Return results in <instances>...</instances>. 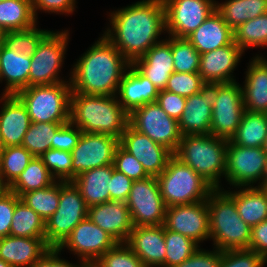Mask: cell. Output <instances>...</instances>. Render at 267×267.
<instances>
[{"label": "cell", "mask_w": 267, "mask_h": 267, "mask_svg": "<svg viewBox=\"0 0 267 267\" xmlns=\"http://www.w3.org/2000/svg\"><path fill=\"white\" fill-rule=\"evenodd\" d=\"M33 13L36 16L37 9L54 13H73L75 0H31Z\"/></svg>", "instance_id": "54"}, {"label": "cell", "mask_w": 267, "mask_h": 267, "mask_svg": "<svg viewBox=\"0 0 267 267\" xmlns=\"http://www.w3.org/2000/svg\"><path fill=\"white\" fill-rule=\"evenodd\" d=\"M156 102L173 119L179 120L186 105V97L159 90Z\"/></svg>", "instance_id": "50"}, {"label": "cell", "mask_w": 267, "mask_h": 267, "mask_svg": "<svg viewBox=\"0 0 267 267\" xmlns=\"http://www.w3.org/2000/svg\"><path fill=\"white\" fill-rule=\"evenodd\" d=\"M50 249L45 238L11 235L0 238V258L12 267H31Z\"/></svg>", "instance_id": "26"}, {"label": "cell", "mask_w": 267, "mask_h": 267, "mask_svg": "<svg viewBox=\"0 0 267 267\" xmlns=\"http://www.w3.org/2000/svg\"><path fill=\"white\" fill-rule=\"evenodd\" d=\"M131 64L159 90H164L169 76L174 72L171 38L153 45Z\"/></svg>", "instance_id": "23"}, {"label": "cell", "mask_w": 267, "mask_h": 267, "mask_svg": "<svg viewBox=\"0 0 267 267\" xmlns=\"http://www.w3.org/2000/svg\"><path fill=\"white\" fill-rule=\"evenodd\" d=\"M165 267H174L189 258L199 247L192 239L164 227Z\"/></svg>", "instance_id": "42"}, {"label": "cell", "mask_w": 267, "mask_h": 267, "mask_svg": "<svg viewBox=\"0 0 267 267\" xmlns=\"http://www.w3.org/2000/svg\"><path fill=\"white\" fill-rule=\"evenodd\" d=\"M220 190L213 189L207 199L210 238L220 251L249 249L252 227L240 217L234 199Z\"/></svg>", "instance_id": "4"}, {"label": "cell", "mask_w": 267, "mask_h": 267, "mask_svg": "<svg viewBox=\"0 0 267 267\" xmlns=\"http://www.w3.org/2000/svg\"><path fill=\"white\" fill-rule=\"evenodd\" d=\"M129 120V113L120 105L116 95L71 92L70 121L82 132L106 134L120 140Z\"/></svg>", "instance_id": "3"}, {"label": "cell", "mask_w": 267, "mask_h": 267, "mask_svg": "<svg viewBox=\"0 0 267 267\" xmlns=\"http://www.w3.org/2000/svg\"><path fill=\"white\" fill-rule=\"evenodd\" d=\"M110 21L112 28L103 35L132 63L161 42L157 39L166 30L165 5L163 0L138 1L112 12Z\"/></svg>", "instance_id": "1"}, {"label": "cell", "mask_w": 267, "mask_h": 267, "mask_svg": "<svg viewBox=\"0 0 267 267\" xmlns=\"http://www.w3.org/2000/svg\"><path fill=\"white\" fill-rule=\"evenodd\" d=\"M203 83L198 73L173 72L164 90L187 98L198 93Z\"/></svg>", "instance_id": "46"}, {"label": "cell", "mask_w": 267, "mask_h": 267, "mask_svg": "<svg viewBox=\"0 0 267 267\" xmlns=\"http://www.w3.org/2000/svg\"><path fill=\"white\" fill-rule=\"evenodd\" d=\"M243 52L233 41L229 45L201 54L198 74L202 81L210 83L234 82L231 72L235 69Z\"/></svg>", "instance_id": "21"}, {"label": "cell", "mask_w": 267, "mask_h": 267, "mask_svg": "<svg viewBox=\"0 0 267 267\" xmlns=\"http://www.w3.org/2000/svg\"><path fill=\"white\" fill-rule=\"evenodd\" d=\"M0 267H12L11 265H9L8 263H6L4 260H2L0 258Z\"/></svg>", "instance_id": "60"}, {"label": "cell", "mask_w": 267, "mask_h": 267, "mask_svg": "<svg viewBox=\"0 0 267 267\" xmlns=\"http://www.w3.org/2000/svg\"><path fill=\"white\" fill-rule=\"evenodd\" d=\"M3 31L0 29V44L3 42Z\"/></svg>", "instance_id": "61"}, {"label": "cell", "mask_w": 267, "mask_h": 267, "mask_svg": "<svg viewBox=\"0 0 267 267\" xmlns=\"http://www.w3.org/2000/svg\"><path fill=\"white\" fill-rule=\"evenodd\" d=\"M0 112V133L4 146H21L31 119L25 105L15 95L3 94Z\"/></svg>", "instance_id": "24"}, {"label": "cell", "mask_w": 267, "mask_h": 267, "mask_svg": "<svg viewBox=\"0 0 267 267\" xmlns=\"http://www.w3.org/2000/svg\"><path fill=\"white\" fill-rule=\"evenodd\" d=\"M113 166L114 169L122 172L133 181L145 179L149 176L143 169L141 163L120 144L114 153Z\"/></svg>", "instance_id": "48"}, {"label": "cell", "mask_w": 267, "mask_h": 267, "mask_svg": "<svg viewBox=\"0 0 267 267\" xmlns=\"http://www.w3.org/2000/svg\"><path fill=\"white\" fill-rule=\"evenodd\" d=\"M234 42L244 51L267 45V13L249 19L234 30Z\"/></svg>", "instance_id": "39"}, {"label": "cell", "mask_w": 267, "mask_h": 267, "mask_svg": "<svg viewBox=\"0 0 267 267\" xmlns=\"http://www.w3.org/2000/svg\"><path fill=\"white\" fill-rule=\"evenodd\" d=\"M119 139L106 134L82 132L72 154V180L82 172L113 164Z\"/></svg>", "instance_id": "16"}, {"label": "cell", "mask_w": 267, "mask_h": 267, "mask_svg": "<svg viewBox=\"0 0 267 267\" xmlns=\"http://www.w3.org/2000/svg\"><path fill=\"white\" fill-rule=\"evenodd\" d=\"M227 193L234 199L240 217L250 227L267 219V189L251 186Z\"/></svg>", "instance_id": "31"}, {"label": "cell", "mask_w": 267, "mask_h": 267, "mask_svg": "<svg viewBox=\"0 0 267 267\" xmlns=\"http://www.w3.org/2000/svg\"><path fill=\"white\" fill-rule=\"evenodd\" d=\"M217 95L218 83L204 82L198 93L186 98L185 109L178 120L182 136L209 134Z\"/></svg>", "instance_id": "18"}, {"label": "cell", "mask_w": 267, "mask_h": 267, "mask_svg": "<svg viewBox=\"0 0 267 267\" xmlns=\"http://www.w3.org/2000/svg\"><path fill=\"white\" fill-rule=\"evenodd\" d=\"M216 10L234 31L249 19L267 13V0H228L222 4L216 3Z\"/></svg>", "instance_id": "33"}, {"label": "cell", "mask_w": 267, "mask_h": 267, "mask_svg": "<svg viewBox=\"0 0 267 267\" xmlns=\"http://www.w3.org/2000/svg\"><path fill=\"white\" fill-rule=\"evenodd\" d=\"M88 218L118 243L127 241L134 225L126 202L108 201L88 208Z\"/></svg>", "instance_id": "22"}, {"label": "cell", "mask_w": 267, "mask_h": 267, "mask_svg": "<svg viewBox=\"0 0 267 267\" xmlns=\"http://www.w3.org/2000/svg\"><path fill=\"white\" fill-rule=\"evenodd\" d=\"M174 72L198 73L200 53L186 38L171 36Z\"/></svg>", "instance_id": "43"}, {"label": "cell", "mask_w": 267, "mask_h": 267, "mask_svg": "<svg viewBox=\"0 0 267 267\" xmlns=\"http://www.w3.org/2000/svg\"><path fill=\"white\" fill-rule=\"evenodd\" d=\"M91 267H145V265L124 242L110 248Z\"/></svg>", "instance_id": "44"}, {"label": "cell", "mask_w": 267, "mask_h": 267, "mask_svg": "<svg viewBox=\"0 0 267 267\" xmlns=\"http://www.w3.org/2000/svg\"><path fill=\"white\" fill-rule=\"evenodd\" d=\"M75 127V129H73ZM82 131L69 121L63 124L54 134V142H52V149L63 150L71 152L81 137Z\"/></svg>", "instance_id": "49"}, {"label": "cell", "mask_w": 267, "mask_h": 267, "mask_svg": "<svg viewBox=\"0 0 267 267\" xmlns=\"http://www.w3.org/2000/svg\"><path fill=\"white\" fill-rule=\"evenodd\" d=\"M130 62L103 36L77 61L69 79L72 92L116 95Z\"/></svg>", "instance_id": "2"}, {"label": "cell", "mask_w": 267, "mask_h": 267, "mask_svg": "<svg viewBox=\"0 0 267 267\" xmlns=\"http://www.w3.org/2000/svg\"><path fill=\"white\" fill-rule=\"evenodd\" d=\"M4 149H5V146H4L1 133H0V154L3 152Z\"/></svg>", "instance_id": "59"}, {"label": "cell", "mask_w": 267, "mask_h": 267, "mask_svg": "<svg viewBox=\"0 0 267 267\" xmlns=\"http://www.w3.org/2000/svg\"><path fill=\"white\" fill-rule=\"evenodd\" d=\"M119 144L137 159L149 176H158L174 155L165 146L151 140L130 124L122 134Z\"/></svg>", "instance_id": "19"}, {"label": "cell", "mask_w": 267, "mask_h": 267, "mask_svg": "<svg viewBox=\"0 0 267 267\" xmlns=\"http://www.w3.org/2000/svg\"><path fill=\"white\" fill-rule=\"evenodd\" d=\"M56 180L40 157H34L19 177L10 185V190L18 197L22 194L43 189Z\"/></svg>", "instance_id": "36"}, {"label": "cell", "mask_w": 267, "mask_h": 267, "mask_svg": "<svg viewBox=\"0 0 267 267\" xmlns=\"http://www.w3.org/2000/svg\"><path fill=\"white\" fill-rule=\"evenodd\" d=\"M63 124L66 123H31L21 146L34 157H40L44 152L52 149L54 134Z\"/></svg>", "instance_id": "38"}, {"label": "cell", "mask_w": 267, "mask_h": 267, "mask_svg": "<svg viewBox=\"0 0 267 267\" xmlns=\"http://www.w3.org/2000/svg\"><path fill=\"white\" fill-rule=\"evenodd\" d=\"M10 191V185L5 182L4 177L0 173V198Z\"/></svg>", "instance_id": "57"}, {"label": "cell", "mask_w": 267, "mask_h": 267, "mask_svg": "<svg viewBox=\"0 0 267 267\" xmlns=\"http://www.w3.org/2000/svg\"><path fill=\"white\" fill-rule=\"evenodd\" d=\"M88 206L72 181H60L57 210L45 221V241L58 248L73 229L88 216Z\"/></svg>", "instance_id": "8"}, {"label": "cell", "mask_w": 267, "mask_h": 267, "mask_svg": "<svg viewBox=\"0 0 267 267\" xmlns=\"http://www.w3.org/2000/svg\"><path fill=\"white\" fill-rule=\"evenodd\" d=\"M124 72L117 94L120 105L131 114L135 109L155 102L159 89L145 76H143L131 63Z\"/></svg>", "instance_id": "25"}, {"label": "cell", "mask_w": 267, "mask_h": 267, "mask_svg": "<svg viewBox=\"0 0 267 267\" xmlns=\"http://www.w3.org/2000/svg\"><path fill=\"white\" fill-rule=\"evenodd\" d=\"M267 260L250 249L221 251L218 267H263Z\"/></svg>", "instance_id": "47"}, {"label": "cell", "mask_w": 267, "mask_h": 267, "mask_svg": "<svg viewBox=\"0 0 267 267\" xmlns=\"http://www.w3.org/2000/svg\"><path fill=\"white\" fill-rule=\"evenodd\" d=\"M267 138V114L245 111L237 131L231 137L233 144L242 147H263Z\"/></svg>", "instance_id": "34"}, {"label": "cell", "mask_w": 267, "mask_h": 267, "mask_svg": "<svg viewBox=\"0 0 267 267\" xmlns=\"http://www.w3.org/2000/svg\"><path fill=\"white\" fill-rule=\"evenodd\" d=\"M19 199L20 197L11 190L0 198V238L10 234L15 204Z\"/></svg>", "instance_id": "51"}, {"label": "cell", "mask_w": 267, "mask_h": 267, "mask_svg": "<svg viewBox=\"0 0 267 267\" xmlns=\"http://www.w3.org/2000/svg\"><path fill=\"white\" fill-rule=\"evenodd\" d=\"M227 146V139L214 135H183L174 155L216 189L225 175Z\"/></svg>", "instance_id": "5"}, {"label": "cell", "mask_w": 267, "mask_h": 267, "mask_svg": "<svg viewBox=\"0 0 267 267\" xmlns=\"http://www.w3.org/2000/svg\"><path fill=\"white\" fill-rule=\"evenodd\" d=\"M246 72L242 96L245 111L267 114V61L256 56Z\"/></svg>", "instance_id": "28"}, {"label": "cell", "mask_w": 267, "mask_h": 267, "mask_svg": "<svg viewBox=\"0 0 267 267\" xmlns=\"http://www.w3.org/2000/svg\"><path fill=\"white\" fill-rule=\"evenodd\" d=\"M113 171V164H109L84 171L72 180L88 207L111 201Z\"/></svg>", "instance_id": "29"}, {"label": "cell", "mask_w": 267, "mask_h": 267, "mask_svg": "<svg viewBox=\"0 0 267 267\" xmlns=\"http://www.w3.org/2000/svg\"><path fill=\"white\" fill-rule=\"evenodd\" d=\"M59 252L61 251L58 248H51L40 259L35 261L31 267H87L84 263H80L81 265L77 266L60 259L58 257Z\"/></svg>", "instance_id": "56"}, {"label": "cell", "mask_w": 267, "mask_h": 267, "mask_svg": "<svg viewBox=\"0 0 267 267\" xmlns=\"http://www.w3.org/2000/svg\"><path fill=\"white\" fill-rule=\"evenodd\" d=\"M129 124L151 140L175 153L181 141L178 121L171 118L155 101L129 114Z\"/></svg>", "instance_id": "11"}, {"label": "cell", "mask_w": 267, "mask_h": 267, "mask_svg": "<svg viewBox=\"0 0 267 267\" xmlns=\"http://www.w3.org/2000/svg\"><path fill=\"white\" fill-rule=\"evenodd\" d=\"M186 39L200 54H203L231 44L234 41V31L215 10Z\"/></svg>", "instance_id": "27"}, {"label": "cell", "mask_w": 267, "mask_h": 267, "mask_svg": "<svg viewBox=\"0 0 267 267\" xmlns=\"http://www.w3.org/2000/svg\"><path fill=\"white\" fill-rule=\"evenodd\" d=\"M47 30H38L36 25L27 30L9 31L3 33V44L19 54L32 56L40 42L50 33Z\"/></svg>", "instance_id": "41"}, {"label": "cell", "mask_w": 267, "mask_h": 267, "mask_svg": "<svg viewBox=\"0 0 267 267\" xmlns=\"http://www.w3.org/2000/svg\"><path fill=\"white\" fill-rule=\"evenodd\" d=\"M258 187L267 189V162H266V166L264 169L262 183H260V185Z\"/></svg>", "instance_id": "58"}, {"label": "cell", "mask_w": 267, "mask_h": 267, "mask_svg": "<svg viewBox=\"0 0 267 267\" xmlns=\"http://www.w3.org/2000/svg\"><path fill=\"white\" fill-rule=\"evenodd\" d=\"M58 182L43 189L26 192L20 196V200L46 221L54 214L59 205L60 181L58 180Z\"/></svg>", "instance_id": "37"}, {"label": "cell", "mask_w": 267, "mask_h": 267, "mask_svg": "<svg viewBox=\"0 0 267 267\" xmlns=\"http://www.w3.org/2000/svg\"><path fill=\"white\" fill-rule=\"evenodd\" d=\"M249 249L267 260V219L252 227Z\"/></svg>", "instance_id": "55"}, {"label": "cell", "mask_w": 267, "mask_h": 267, "mask_svg": "<svg viewBox=\"0 0 267 267\" xmlns=\"http://www.w3.org/2000/svg\"><path fill=\"white\" fill-rule=\"evenodd\" d=\"M34 156L23 146H7L0 154V173L11 185Z\"/></svg>", "instance_id": "40"}, {"label": "cell", "mask_w": 267, "mask_h": 267, "mask_svg": "<svg viewBox=\"0 0 267 267\" xmlns=\"http://www.w3.org/2000/svg\"><path fill=\"white\" fill-rule=\"evenodd\" d=\"M267 162L263 147H242L228 140L225 178L232 186H251L261 181Z\"/></svg>", "instance_id": "13"}, {"label": "cell", "mask_w": 267, "mask_h": 267, "mask_svg": "<svg viewBox=\"0 0 267 267\" xmlns=\"http://www.w3.org/2000/svg\"><path fill=\"white\" fill-rule=\"evenodd\" d=\"M11 236L45 238V220L20 199L15 204Z\"/></svg>", "instance_id": "35"}, {"label": "cell", "mask_w": 267, "mask_h": 267, "mask_svg": "<svg viewBox=\"0 0 267 267\" xmlns=\"http://www.w3.org/2000/svg\"><path fill=\"white\" fill-rule=\"evenodd\" d=\"M164 227L192 239L197 244L210 237L207 200L166 208Z\"/></svg>", "instance_id": "17"}, {"label": "cell", "mask_w": 267, "mask_h": 267, "mask_svg": "<svg viewBox=\"0 0 267 267\" xmlns=\"http://www.w3.org/2000/svg\"><path fill=\"white\" fill-rule=\"evenodd\" d=\"M244 112L241 86L235 81L218 83L209 134L230 140L237 131Z\"/></svg>", "instance_id": "12"}, {"label": "cell", "mask_w": 267, "mask_h": 267, "mask_svg": "<svg viewBox=\"0 0 267 267\" xmlns=\"http://www.w3.org/2000/svg\"><path fill=\"white\" fill-rule=\"evenodd\" d=\"M30 63V56L19 54L1 44L0 80L5 78L7 81L4 94L13 95L28 87Z\"/></svg>", "instance_id": "30"}, {"label": "cell", "mask_w": 267, "mask_h": 267, "mask_svg": "<svg viewBox=\"0 0 267 267\" xmlns=\"http://www.w3.org/2000/svg\"><path fill=\"white\" fill-rule=\"evenodd\" d=\"M133 180L122 172L114 169L111 178V201L126 202Z\"/></svg>", "instance_id": "53"}, {"label": "cell", "mask_w": 267, "mask_h": 267, "mask_svg": "<svg viewBox=\"0 0 267 267\" xmlns=\"http://www.w3.org/2000/svg\"><path fill=\"white\" fill-rule=\"evenodd\" d=\"M40 158L44 165L59 181H72V154L71 152L49 149Z\"/></svg>", "instance_id": "45"}, {"label": "cell", "mask_w": 267, "mask_h": 267, "mask_svg": "<svg viewBox=\"0 0 267 267\" xmlns=\"http://www.w3.org/2000/svg\"><path fill=\"white\" fill-rule=\"evenodd\" d=\"M125 243L145 267H165L164 225L134 226Z\"/></svg>", "instance_id": "20"}, {"label": "cell", "mask_w": 267, "mask_h": 267, "mask_svg": "<svg viewBox=\"0 0 267 267\" xmlns=\"http://www.w3.org/2000/svg\"><path fill=\"white\" fill-rule=\"evenodd\" d=\"M68 32H50L31 56L29 86L66 82L57 76L68 44Z\"/></svg>", "instance_id": "10"}, {"label": "cell", "mask_w": 267, "mask_h": 267, "mask_svg": "<svg viewBox=\"0 0 267 267\" xmlns=\"http://www.w3.org/2000/svg\"><path fill=\"white\" fill-rule=\"evenodd\" d=\"M36 19L31 0L0 2V29L3 32L30 29L36 25Z\"/></svg>", "instance_id": "32"}, {"label": "cell", "mask_w": 267, "mask_h": 267, "mask_svg": "<svg viewBox=\"0 0 267 267\" xmlns=\"http://www.w3.org/2000/svg\"><path fill=\"white\" fill-rule=\"evenodd\" d=\"M264 151L267 153V138L265 140L264 146H263Z\"/></svg>", "instance_id": "62"}, {"label": "cell", "mask_w": 267, "mask_h": 267, "mask_svg": "<svg viewBox=\"0 0 267 267\" xmlns=\"http://www.w3.org/2000/svg\"><path fill=\"white\" fill-rule=\"evenodd\" d=\"M134 226H159L165 221L166 205L156 176L135 180L126 201Z\"/></svg>", "instance_id": "9"}, {"label": "cell", "mask_w": 267, "mask_h": 267, "mask_svg": "<svg viewBox=\"0 0 267 267\" xmlns=\"http://www.w3.org/2000/svg\"><path fill=\"white\" fill-rule=\"evenodd\" d=\"M118 242L102 230L88 216L83 219L58 247L61 251L65 246L80 256L81 262L91 267L103 254Z\"/></svg>", "instance_id": "15"}, {"label": "cell", "mask_w": 267, "mask_h": 267, "mask_svg": "<svg viewBox=\"0 0 267 267\" xmlns=\"http://www.w3.org/2000/svg\"><path fill=\"white\" fill-rule=\"evenodd\" d=\"M156 178L166 207L206 201L214 189L175 155Z\"/></svg>", "instance_id": "6"}, {"label": "cell", "mask_w": 267, "mask_h": 267, "mask_svg": "<svg viewBox=\"0 0 267 267\" xmlns=\"http://www.w3.org/2000/svg\"><path fill=\"white\" fill-rule=\"evenodd\" d=\"M71 84L29 86L15 95L25 105L32 123H68L70 121Z\"/></svg>", "instance_id": "7"}, {"label": "cell", "mask_w": 267, "mask_h": 267, "mask_svg": "<svg viewBox=\"0 0 267 267\" xmlns=\"http://www.w3.org/2000/svg\"><path fill=\"white\" fill-rule=\"evenodd\" d=\"M221 259V251H203L197 249L189 258L174 267H218Z\"/></svg>", "instance_id": "52"}, {"label": "cell", "mask_w": 267, "mask_h": 267, "mask_svg": "<svg viewBox=\"0 0 267 267\" xmlns=\"http://www.w3.org/2000/svg\"><path fill=\"white\" fill-rule=\"evenodd\" d=\"M213 0H163L169 36L186 38L216 10Z\"/></svg>", "instance_id": "14"}]
</instances>
